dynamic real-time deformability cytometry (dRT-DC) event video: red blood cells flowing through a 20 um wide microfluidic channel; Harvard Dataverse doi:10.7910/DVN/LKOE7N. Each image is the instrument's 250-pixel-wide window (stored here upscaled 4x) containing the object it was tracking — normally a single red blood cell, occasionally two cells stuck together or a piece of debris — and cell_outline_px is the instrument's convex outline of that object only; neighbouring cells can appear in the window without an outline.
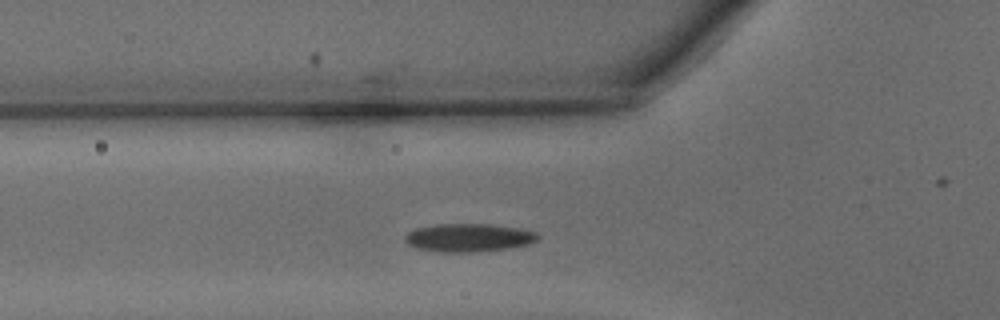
{"species": "common noctule bat (a hibernating species)", "species_latin": "Nyctalus noctula", "temperature_condition": "warm", "stored_images_in_passage": 24, "camera_frame_rate_fps": 3000, "um_per_image_px": 0.085, "animal": {"sex": "male", "body_mass_g": 15.6}, "frame": {"image": 1, "passage_image": 2, "time_ms": 0.333, "image_size_px": [1000, 320], "cell_outline_px": [[540, 236], [536, 240], [528, 244], [508, 248], [476, 252], [440, 252], [416, 248], [408, 244], [404, 240], [404, 236], [408, 232], [416, 228], [436, 224], [492, 224], [520, 228], [536, 232]], "centroid_in_image_um": [39.82, 20.2], "position_along_channel_um": 86.0, "area_um2": 21.91}}
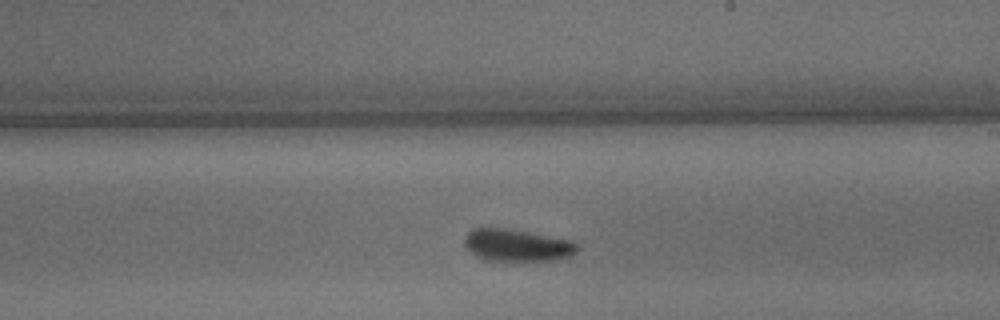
{"frame": {"image": 2, "passage_image": 13, "time_ms": 4.0, "image_size_px": [1000, 320], "cell_outline_px": [[580, 248], [576, 252], [568, 256], [556, 260], [484, 260], [476, 256], [464, 244], [464, 236], [472, 228], [504, 228], [568, 240], [580, 244]], "centroid_in_image_um": [43.92, 20.85], "position_along_channel_um": 245.1, "area_um2": 20.81}}
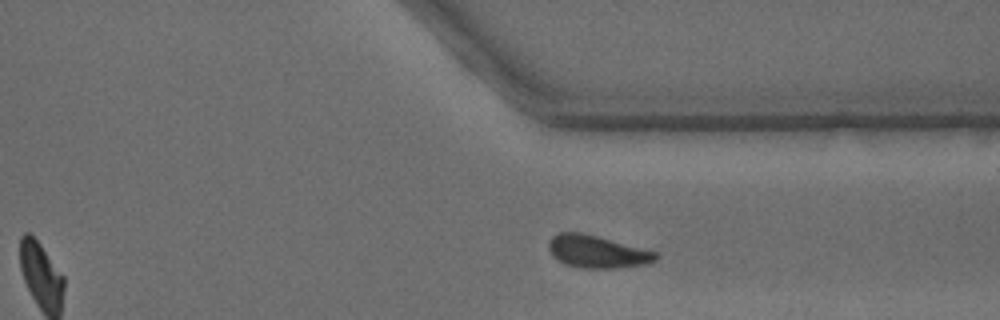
{"frame": {"image": 3, "passage_image": 21, "time_ms": 6.667, "image_size_px": [1000, 320], "cell_outline_px": [[660, 256], [656, 260], [644, 264], [616, 268], [580, 268], [564, 264], [556, 260], [552, 256], [548, 248], [548, 240], [552, 236], [560, 232], [580, 232], [596, 236], [656, 252]], "centroid_in_image_um": [50.69, 21.4], "position_along_channel_um": 360.7, "area_um2": 20.23}}